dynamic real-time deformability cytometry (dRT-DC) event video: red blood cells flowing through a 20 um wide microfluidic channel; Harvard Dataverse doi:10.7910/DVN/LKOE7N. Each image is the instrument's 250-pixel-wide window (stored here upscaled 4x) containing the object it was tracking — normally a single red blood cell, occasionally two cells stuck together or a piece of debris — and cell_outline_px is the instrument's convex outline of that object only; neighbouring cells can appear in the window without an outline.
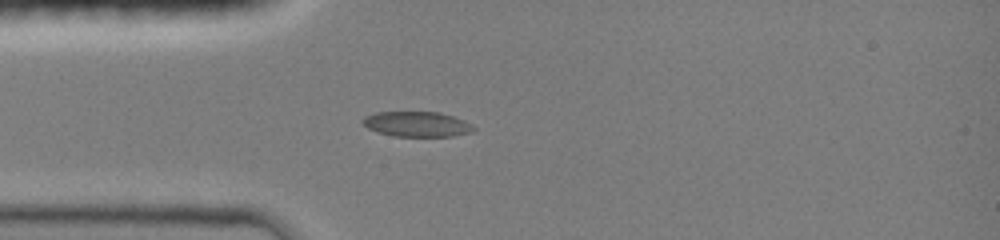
{"species": "common noctule bat (a hibernating species)", "species_latin": "Nyctalus noctula", "temperature_condition": "room temperature", "stored_images_in_passage": 4, "camera_frame_rate_fps": 3000, "um_per_image_px": 0.085, "animal": {"sex": "female", "body_mass_g": 19.0, "forearm_length_mm": 51.5}, "frame": {"image": 1, "passage_image": 1, "time_ms": 0.0, "image_size_px": [1000, 240], "cell_outline_px": [[476, 128], [472, 132], [452, 136], [396, 136], [380, 132], [368, 128], [360, 120], [364, 116], [376, 112], [440, 112], [452, 116]], "centroid_in_image_um": [35.39, 10.54], "position_along_channel_um": 49.6, "area_um2": 15.95}}
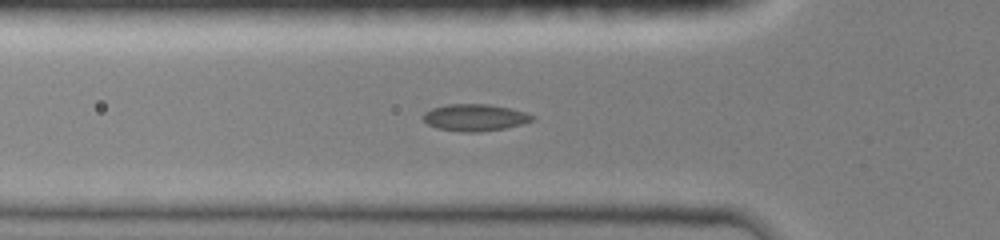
{"frame": {"image": 2, "passage_image": 3, "time_ms": 1.0, "image_size_px": [1000, 240], "cell_outline_px": [[536, 116], [532, 120], [520, 124], [504, 128], [480, 132], [464, 132], [440, 128], [428, 124], [424, 120], [424, 112], [432, 108], [448, 104], [488, 104], [508, 108], [524, 112]], "centroid_in_image_um": [40.36, 9.98], "position_along_channel_um": 85.4, "area_um2": 16.76}}